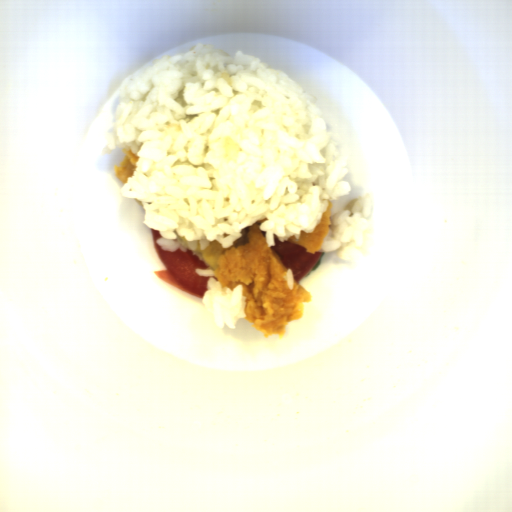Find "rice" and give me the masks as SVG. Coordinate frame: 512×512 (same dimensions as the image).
Here are the masks:
<instances>
[{
    "instance_id": "rice-1",
    "label": "rice",
    "mask_w": 512,
    "mask_h": 512,
    "mask_svg": "<svg viewBox=\"0 0 512 512\" xmlns=\"http://www.w3.org/2000/svg\"><path fill=\"white\" fill-rule=\"evenodd\" d=\"M216 44L163 54L120 87L116 146L138 158L120 189L145 211L163 252H224L257 223L272 249L313 233L332 203L319 252L358 263L373 229L374 199L356 135L319 90L257 55Z\"/></svg>"
},
{
    "instance_id": "rice-2",
    "label": "rice",
    "mask_w": 512,
    "mask_h": 512,
    "mask_svg": "<svg viewBox=\"0 0 512 512\" xmlns=\"http://www.w3.org/2000/svg\"><path fill=\"white\" fill-rule=\"evenodd\" d=\"M286 269H287V271H286V273L284 275V281L286 283V286H287L288 290H293V288H294V281H295L294 277H293V271L289 267L286 268Z\"/></svg>"
},
{
    "instance_id": "rice-3",
    "label": "rice",
    "mask_w": 512,
    "mask_h": 512,
    "mask_svg": "<svg viewBox=\"0 0 512 512\" xmlns=\"http://www.w3.org/2000/svg\"><path fill=\"white\" fill-rule=\"evenodd\" d=\"M194 270H195V272H196L199 276L208 277V279L215 278V276H214V271H215V270H213V269H201V268H195Z\"/></svg>"
}]
</instances>
